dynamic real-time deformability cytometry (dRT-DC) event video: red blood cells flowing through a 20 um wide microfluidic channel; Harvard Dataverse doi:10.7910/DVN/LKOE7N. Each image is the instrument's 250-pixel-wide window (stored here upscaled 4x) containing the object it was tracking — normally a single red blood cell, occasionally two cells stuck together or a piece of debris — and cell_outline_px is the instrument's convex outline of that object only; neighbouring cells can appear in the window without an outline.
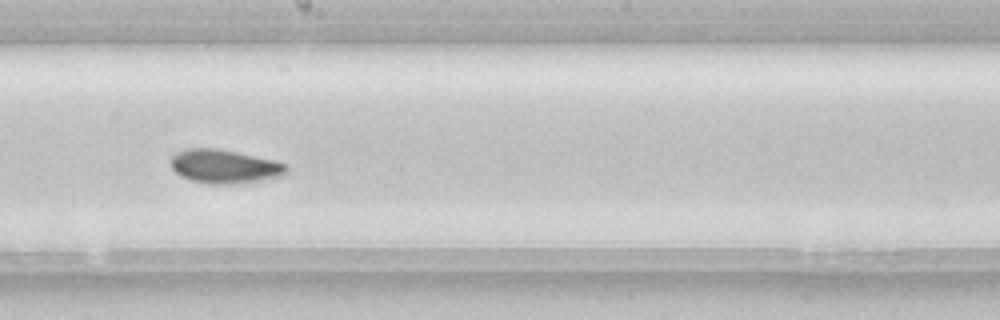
{"species": "common noctule bat (a hibernating species)", "species_latin": "Nyctalus noctula", "temperature_condition": "room temperature", "stored_images_in_passage": 43, "camera_frame_rate_fps": 3000, "um_per_image_px": 0.085, "animal": {"sex": "female", "body_mass_g": 22.7, "forearm_length_mm": 54.2}, "frame": {"image": 1, "passage_image": 19, "time_ms": 6.0, "image_size_px": [1000, 320], "cell_outline_px": [[288, 172], [284, 176], [260, 180], [232, 184], [208, 184], [192, 180], [180, 176], [172, 168], [168, 160], [176, 152], [188, 148], [216, 148], [236, 152], [272, 160], [284, 164], [288, 168]], "centroid_in_image_um": [19.04, 14.15], "position_along_channel_um": 229.2, "area_um2": 22.72}}
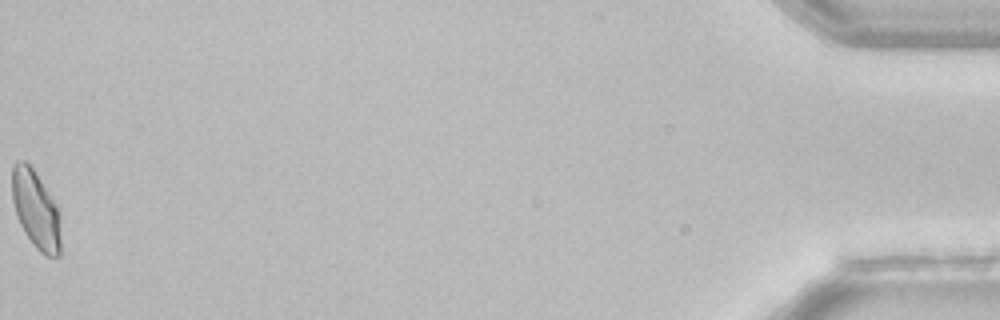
{"frame": {"image": 2, "passage_image": 43, "time_ms": 14.0, "image_size_px": [1000, 320], "cell_outline_px": [[60, 256], [44, 256], [32, 244], [24, 232], [16, 216], [12, 200], [12, 164], [16, 160], [24, 160], [32, 168], [56, 204], [60, 240]], "centroid_in_image_um": [3.0, 17.82], "position_along_channel_um": 432.2, "area_um2": 21.91}, "authors_computed_cell_mechanics": {"area_um2": 22.4264, "velocity_mm_per_s": 3.8393, "shape_relaxation_time_tau1_ms": 5.412, "shape_relaxation_time_tau2_ms": 3.2189, "deformation_change_tau1": 0.1073, "deformation_change_tau2": 0.069}}